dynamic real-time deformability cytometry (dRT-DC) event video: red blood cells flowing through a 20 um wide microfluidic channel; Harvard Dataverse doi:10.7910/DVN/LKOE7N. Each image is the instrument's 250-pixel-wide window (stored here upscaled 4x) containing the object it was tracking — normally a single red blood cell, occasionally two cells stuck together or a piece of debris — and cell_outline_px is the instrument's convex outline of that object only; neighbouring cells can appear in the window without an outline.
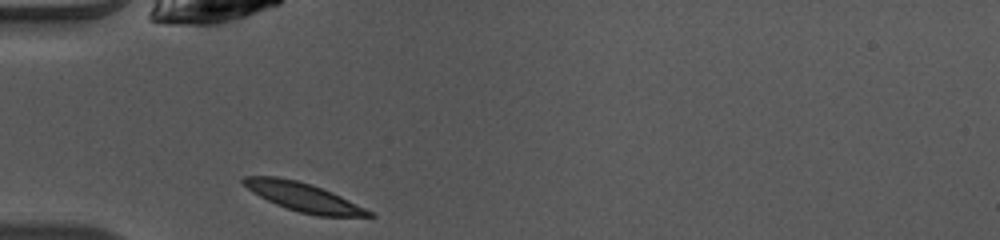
{"species": "common noctule bat (a hibernating species)", "species_latin": "Nyctalus noctula", "temperature_condition": "warm", "stored_images_in_passage": 30, "camera_frame_rate_fps": 3000, "um_per_image_px": 0.085, "animal": {"sex": "female", "body_mass_g": 10.0, "forearm_length_mm": 53.1}, "frame": {"image": 1, "passage_image": 1, "time_ms": 0.0, "image_size_px": [1000, 240], "cell_outline_px": [[376, 216], [320, 216], [300, 212], [276, 204], [252, 192], [240, 180], [244, 176], [276, 176], [296, 180], [312, 184], [332, 192], [372, 212]], "centroid_in_image_um": [25.76, 16.73], "position_along_channel_um": 59.2, "area_um2": 20.52}}
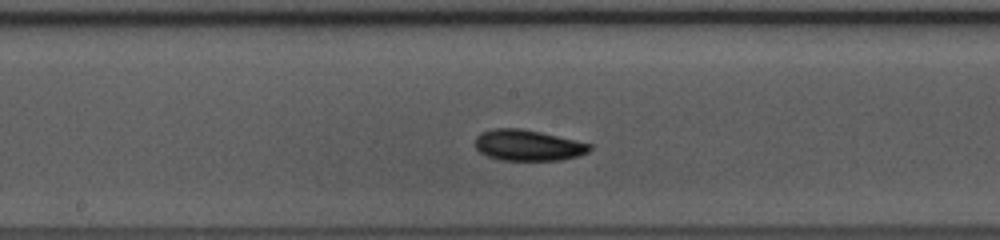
{"frame": {"image": 2, "passage_image": 12, "time_ms": 3.667, "image_size_px": [1000, 240], "cell_outline_px": [[592, 148], [588, 152], [576, 156], [560, 160], [500, 160], [488, 156], [480, 152], [476, 148], [476, 136], [480, 132], [492, 128], [520, 128], [540, 132], [592, 144]], "centroid_in_image_um": [44.85, 12.34], "position_along_channel_um": 203.3, "area_um2": 20.58}}
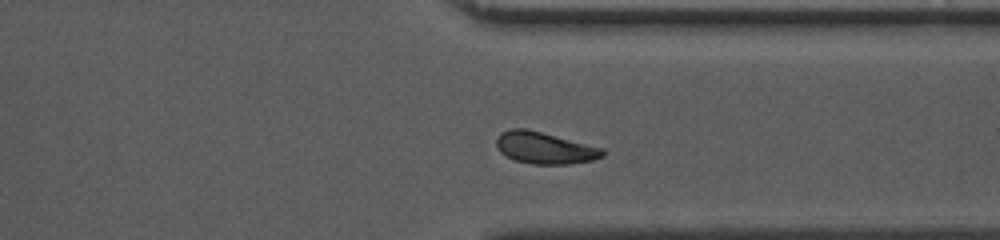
{"frame": {"image": 3, "passage_image": 24, "time_ms": 7.667, "image_size_px": [1000, 240], "cell_outline_px": [[604, 156], [592, 160], [568, 164], [532, 164], [516, 160], [500, 152], [496, 148], [496, 140], [500, 132], [512, 128], [524, 128], [604, 148]], "centroid_in_image_um": [46.28, 12.57], "position_along_channel_um": 365.1, "area_um2": 19.48}, "authors_computed_cell_mechanics": {"area_um2": 19.8832, "velocity_mm_per_s": 4.0545, "shape_relaxation_time_tau1_ms": 2.4079, "shape_relaxation_time_tau2_ms": 4.2114, "deformation_change_tau1": 0.1153, "deformation_change_tau2": 0.0742}}